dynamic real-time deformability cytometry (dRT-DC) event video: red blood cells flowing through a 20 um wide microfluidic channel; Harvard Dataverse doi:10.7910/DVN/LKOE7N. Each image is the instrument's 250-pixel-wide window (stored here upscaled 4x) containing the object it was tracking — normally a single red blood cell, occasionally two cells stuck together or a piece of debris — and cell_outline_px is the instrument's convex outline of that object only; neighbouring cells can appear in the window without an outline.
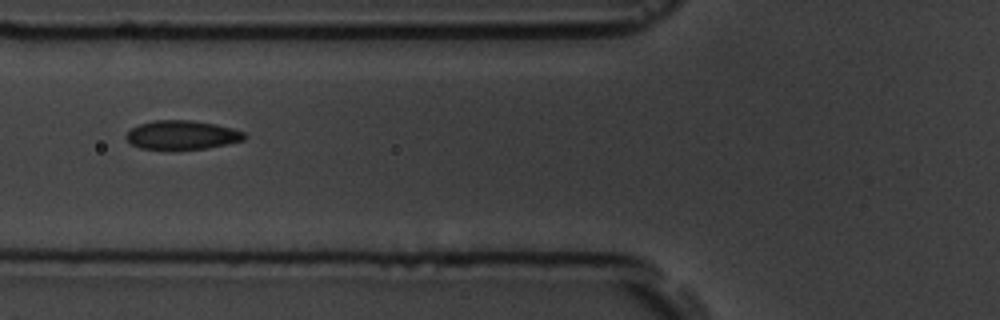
{"species": "common noctule bat (a hibernating species)", "species_latin": "Nyctalus noctula", "temperature_condition": "room temperature", "stored_images_in_passage": 6, "camera_frame_rate_fps": 3000, "um_per_image_px": 0.085, "animal": {"sex": "male", "body_mass_g": 19.5, "forearm_length_mm": 54.6}, "frame": {"image": 1, "passage_image": 3, "time_ms": 2.333, "image_size_px": [1000, 320], "cell_outline_px": [[248, 136], [244, 140], [228, 144], [208, 148], [140, 148], [132, 144], [124, 136], [132, 128], [140, 124], [152, 120], [192, 120], [216, 124], [232, 128], [244, 132]], "centroid_in_image_um": [15.51, 11.45], "position_along_channel_um": 110.3, "area_um2": 19.71}}
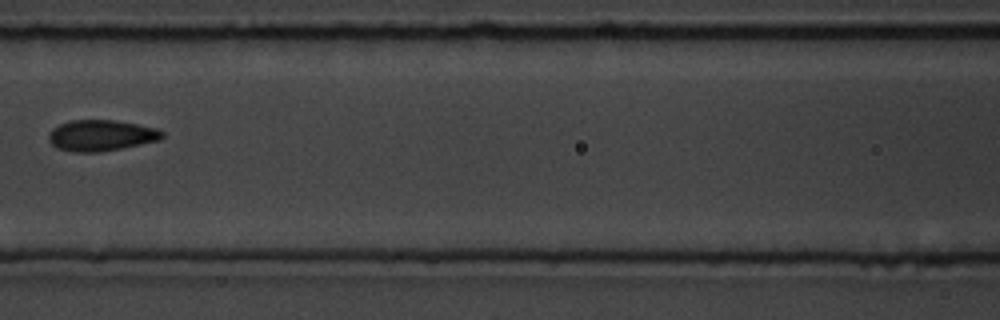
{"frame": {"image": 2, "passage_image": 4, "time_ms": 3.667, "image_size_px": [1000, 320], "cell_outline_px": [[164, 136], [160, 140], [100, 152], [76, 152], [56, 148], [52, 144], [48, 136], [52, 128], [60, 124], [72, 120], [112, 120], [136, 124], [156, 128], [164, 132]], "centroid_in_image_um": [8.59, 11.51], "position_along_channel_um": 158.0, "area_um2": 20.35}}
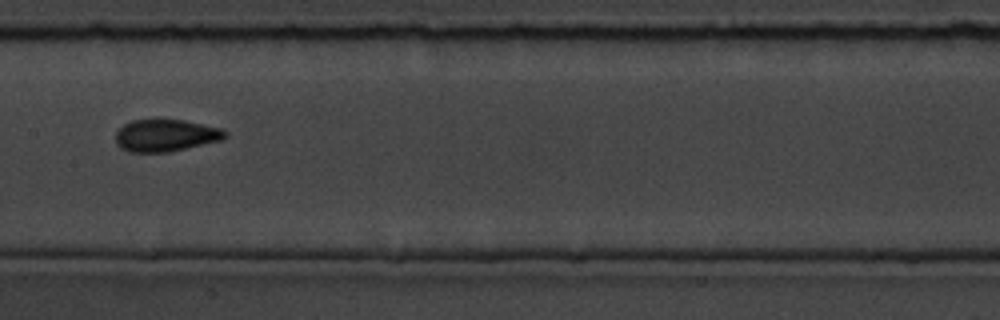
{"frame": {"image": 3, "passage_image": 5, "time_ms": 4.667, "image_size_px": [1000, 320], "cell_outline_px": [[228, 136], [220, 140], [168, 152], [128, 152], [120, 148], [116, 144], [116, 132], [124, 124], [132, 120], [184, 120], [224, 128], [228, 132]], "centroid_in_image_um": [14.09, 11.51], "position_along_channel_um": 193.3, "area_um2": 20.52}}